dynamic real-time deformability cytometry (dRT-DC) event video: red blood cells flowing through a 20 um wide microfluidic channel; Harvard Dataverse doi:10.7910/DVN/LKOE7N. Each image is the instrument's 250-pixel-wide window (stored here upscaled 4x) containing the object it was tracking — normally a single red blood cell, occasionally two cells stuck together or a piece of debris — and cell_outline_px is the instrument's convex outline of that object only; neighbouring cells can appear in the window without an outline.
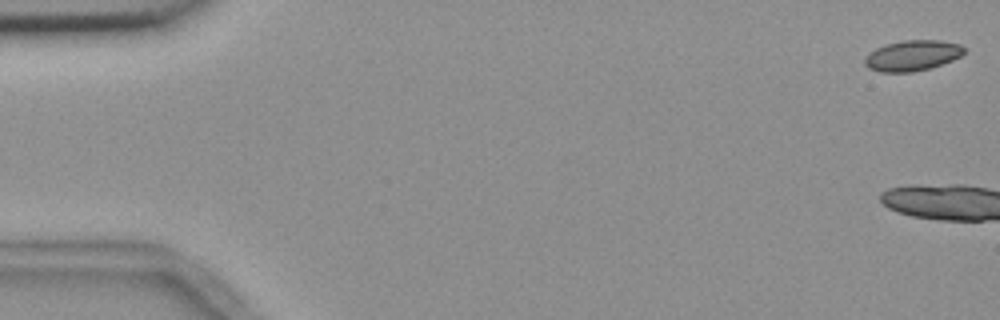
{"species": "common noctule bat (a hibernating species)", "species_latin": "Nyctalus noctula", "temperature_condition": "room temperature", "stored_images_in_passage": 5, "camera_frame_rate_fps": 3000, "um_per_image_px": 0.085, "animal": {"sex": "female", "body_mass_g": 18.4}, "frame": {"image": 1, "passage_image": 1, "time_ms": 0.0, "image_size_px": [1000, 320], "cell_outline_px": [[964, 52], [960, 56], [952, 60], [928, 68], [912, 72], [880, 72], [868, 68], [864, 64], [864, 60], [876, 48], [884, 44], [904, 40], [940, 40], [960, 44], [964, 48]], "centroid_in_image_um": [77.54, 4.71], "position_along_channel_um": 7.5, "area_um2": 17.51}}